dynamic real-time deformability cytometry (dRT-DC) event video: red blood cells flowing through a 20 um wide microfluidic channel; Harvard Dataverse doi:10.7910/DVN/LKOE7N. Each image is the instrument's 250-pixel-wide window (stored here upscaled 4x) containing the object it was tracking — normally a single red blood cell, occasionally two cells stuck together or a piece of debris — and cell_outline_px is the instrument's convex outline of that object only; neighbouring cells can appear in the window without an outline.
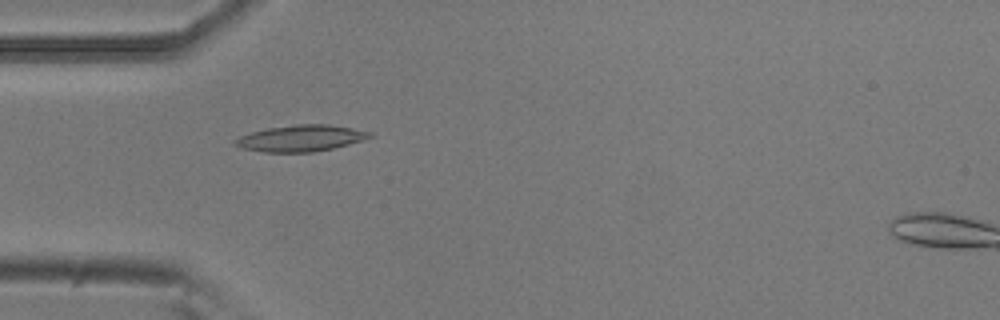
{"species": "common noctule bat (a hibernating species)", "species_latin": "Nyctalus noctula", "temperature_condition": "room temperature", "stored_images_in_passage": 53, "camera_frame_rate_fps": 3000, "um_per_image_px": 0.085, "animal": {"sex": "male", "body_mass_g": 20.5, "forearm_length_mm": 52.5}, "frame": {"image": 1, "passage_image": 16, "time_ms": 5.0, "image_size_px": [1000, 320], "cell_outline_px": [[372, 136], [348, 144], [332, 148], [312, 152], [264, 152], [240, 148], [232, 144], [232, 140], [240, 136], [252, 132], [268, 128], [292, 124], [328, 124], [352, 128], [372, 132]], "centroid_in_image_um": [25.5, 11.74], "position_along_channel_um": 59.5, "area_um2": 20.63}}
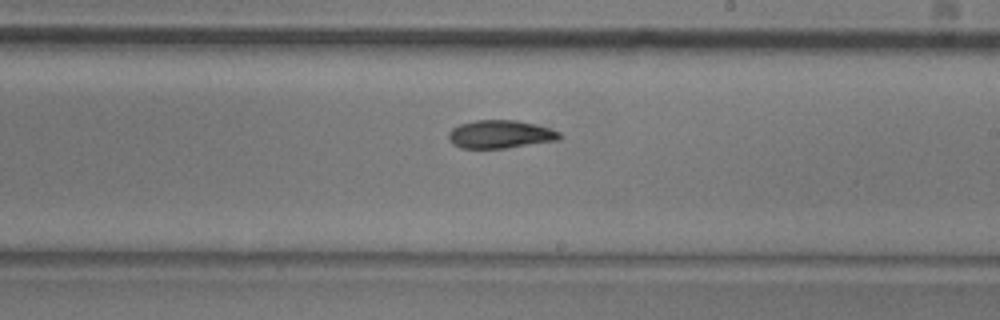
{"frame": {"image": 2, "passage_image": 31, "time_ms": 10.0, "image_size_px": [1000, 320], "cell_outline_px": [[560, 140], [504, 148], [460, 148], [452, 144], [448, 140], [448, 132], [452, 128], [460, 124], [476, 120], [516, 120], [536, 124], [560, 132]], "centroid_in_image_um": [42.49, 11.41], "position_along_channel_um": 246.5, "area_um2": 18.21}}
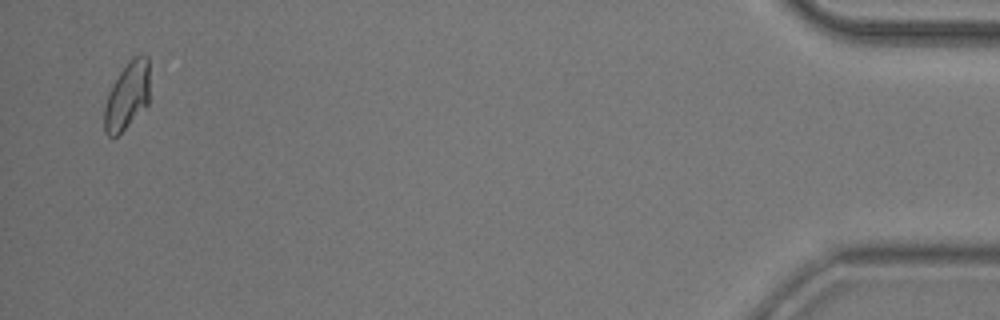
{"frame": {"image": 3, "passage_image": 52, "time_ms": 17.0, "image_size_px": [1000, 320], "cell_outline_px": [[148, 104], [116, 136], [108, 136], [104, 132], [104, 108], [112, 84], [120, 72], [132, 56], [140, 52], [144, 52], [148, 56]], "centroid_in_image_um": [10.81, 8.08], "position_along_channel_um": 424.4, "area_um2": 17.69}, "authors_computed_cell_mechanics": {"area_um2": 18.6694, "velocity_mm_per_s": 3.7823, "shape_relaxation_time_tau1_ms": 5.5675, "shape_relaxation_time_tau2_ms": 3.2427, "deformation_change_tau1": 0.1412, "deformation_change_tau2": 0.0764}}